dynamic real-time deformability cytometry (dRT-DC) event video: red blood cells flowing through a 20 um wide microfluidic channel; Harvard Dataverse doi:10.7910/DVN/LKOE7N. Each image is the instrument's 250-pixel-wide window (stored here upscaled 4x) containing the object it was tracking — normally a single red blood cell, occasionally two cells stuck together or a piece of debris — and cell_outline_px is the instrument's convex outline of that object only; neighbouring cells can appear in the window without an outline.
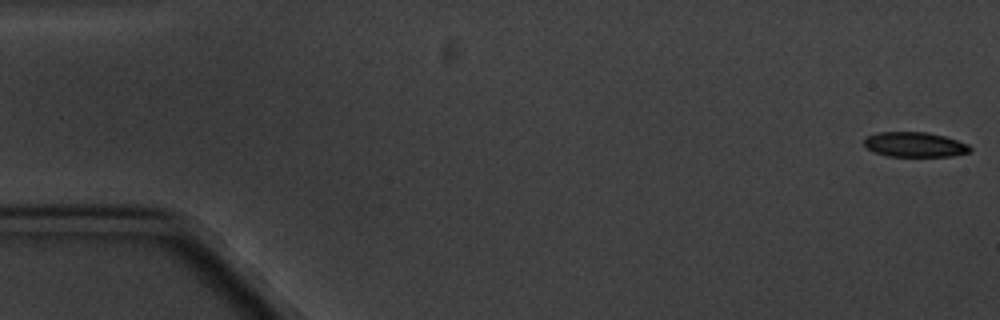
{"species": "common noctule bat (a hibernating species)", "species_latin": "Nyctalus noctula", "temperature_condition": "cold", "stored_images_in_passage": 8, "camera_frame_rate_fps": 3000, "um_per_image_px": 0.085, "animal": {"sex": "male", "body_mass_g": 20.1, "forearm_length_mm": 53.5}, "frame": {"image": 1, "passage_image": 1, "time_ms": 0.0, "image_size_px": [1000, 320], "cell_outline_px": [[972, 152], [952, 156], [888, 156], [876, 152], [868, 148], [864, 144], [864, 140], [868, 136], [876, 132], [928, 132], [944, 136], [968, 144], [972, 148]], "centroid_in_image_um": [77.79, 12.28], "position_along_channel_um": 7.2, "area_um2": 15.32}}